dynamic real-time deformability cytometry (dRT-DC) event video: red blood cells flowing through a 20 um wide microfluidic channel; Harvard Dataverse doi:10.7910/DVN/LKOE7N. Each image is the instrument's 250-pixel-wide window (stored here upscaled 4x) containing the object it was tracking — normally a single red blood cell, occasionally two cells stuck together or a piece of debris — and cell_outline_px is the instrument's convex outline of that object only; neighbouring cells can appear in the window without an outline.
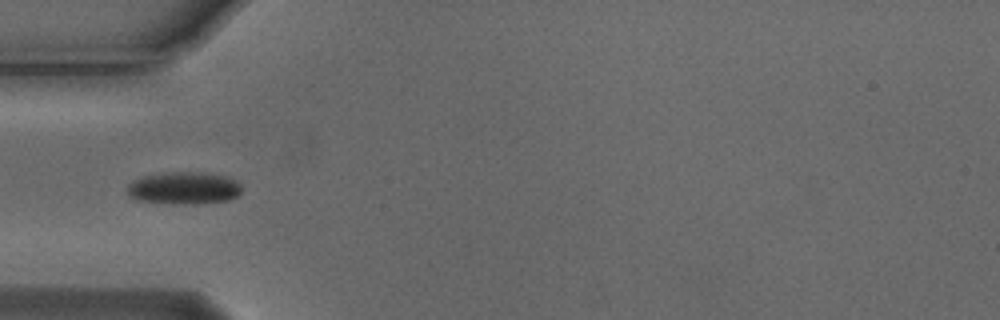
{"species": "Egyptian fruit bat (a non-hibernating species)", "species_latin": "Rousettus aegyptiacus", "temperature_condition": "cold", "stored_images_in_passage": 6, "camera_frame_rate_fps": 3000, "um_per_image_px": 0.085, "animal": {"sex": "male"}, "frame": {"image": 1, "passage_image": 4, "time_ms": 1.0, "image_size_px": [1000, 320], "cell_outline_px": [[240, 192], [236, 196], [228, 200], [196, 204], [172, 204], [136, 200], [128, 196], [128, 184], [144, 176], [172, 172], [192, 172], [224, 176], [240, 184]], "centroid_in_image_um": [15.59, 16.01], "position_along_channel_um": 69.4, "area_um2": 21.21}}
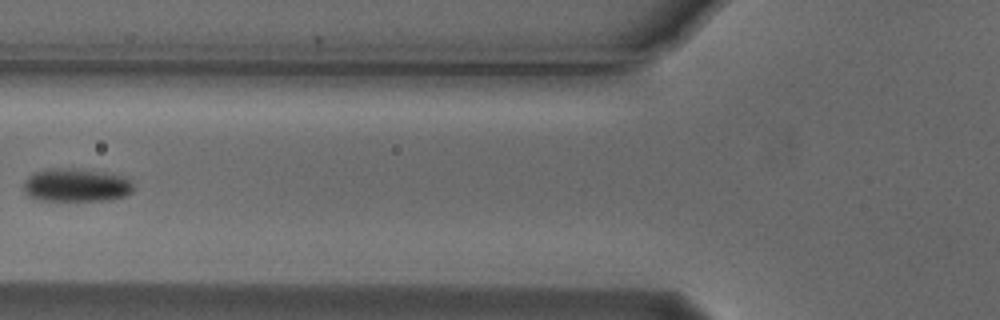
{"frame": {"image": 2, "passage_image": 5, "time_ms": 1.333, "image_size_px": [1000, 320], "cell_outline_px": [[136, 188], [132, 192], [124, 196], [112, 200], [36, 200], [28, 196], [24, 192], [24, 180], [32, 172], [44, 168], [68, 168], [104, 172], [132, 176]], "centroid_in_image_um": [6.54, 15.72], "position_along_channel_um": 119.3, "area_um2": 22.02}}